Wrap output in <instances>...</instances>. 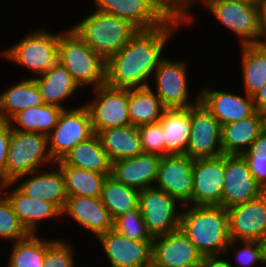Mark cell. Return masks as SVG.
I'll return each instance as SVG.
<instances>
[{
    "instance_id": "obj_7",
    "label": "cell",
    "mask_w": 266,
    "mask_h": 267,
    "mask_svg": "<svg viewBox=\"0 0 266 267\" xmlns=\"http://www.w3.org/2000/svg\"><path fill=\"white\" fill-rule=\"evenodd\" d=\"M56 163L49 152L45 134L13 130L6 161V183Z\"/></svg>"
},
{
    "instance_id": "obj_48",
    "label": "cell",
    "mask_w": 266,
    "mask_h": 267,
    "mask_svg": "<svg viewBox=\"0 0 266 267\" xmlns=\"http://www.w3.org/2000/svg\"><path fill=\"white\" fill-rule=\"evenodd\" d=\"M256 3L259 10L260 29L266 39V0H256Z\"/></svg>"
},
{
    "instance_id": "obj_20",
    "label": "cell",
    "mask_w": 266,
    "mask_h": 267,
    "mask_svg": "<svg viewBox=\"0 0 266 267\" xmlns=\"http://www.w3.org/2000/svg\"><path fill=\"white\" fill-rule=\"evenodd\" d=\"M63 218L76 222V226L90 233L95 239L113 229V220L101 198L68 196L62 210Z\"/></svg>"
},
{
    "instance_id": "obj_19",
    "label": "cell",
    "mask_w": 266,
    "mask_h": 267,
    "mask_svg": "<svg viewBox=\"0 0 266 267\" xmlns=\"http://www.w3.org/2000/svg\"><path fill=\"white\" fill-rule=\"evenodd\" d=\"M230 240L258 241L266 230V192L227 209Z\"/></svg>"
},
{
    "instance_id": "obj_34",
    "label": "cell",
    "mask_w": 266,
    "mask_h": 267,
    "mask_svg": "<svg viewBox=\"0 0 266 267\" xmlns=\"http://www.w3.org/2000/svg\"><path fill=\"white\" fill-rule=\"evenodd\" d=\"M139 193L138 189L124 185L110 175L103 183L101 201L114 220L127 211L140 209Z\"/></svg>"
},
{
    "instance_id": "obj_6",
    "label": "cell",
    "mask_w": 266,
    "mask_h": 267,
    "mask_svg": "<svg viewBox=\"0 0 266 267\" xmlns=\"http://www.w3.org/2000/svg\"><path fill=\"white\" fill-rule=\"evenodd\" d=\"M194 6H202L229 29L241 45L266 42L259 23V10L253 0H194Z\"/></svg>"
},
{
    "instance_id": "obj_22",
    "label": "cell",
    "mask_w": 266,
    "mask_h": 267,
    "mask_svg": "<svg viewBox=\"0 0 266 267\" xmlns=\"http://www.w3.org/2000/svg\"><path fill=\"white\" fill-rule=\"evenodd\" d=\"M94 9L129 21L138 30H151L168 19L150 0H93Z\"/></svg>"
},
{
    "instance_id": "obj_44",
    "label": "cell",
    "mask_w": 266,
    "mask_h": 267,
    "mask_svg": "<svg viewBox=\"0 0 266 267\" xmlns=\"http://www.w3.org/2000/svg\"><path fill=\"white\" fill-rule=\"evenodd\" d=\"M257 184L266 192V158H244Z\"/></svg>"
},
{
    "instance_id": "obj_14",
    "label": "cell",
    "mask_w": 266,
    "mask_h": 267,
    "mask_svg": "<svg viewBox=\"0 0 266 267\" xmlns=\"http://www.w3.org/2000/svg\"><path fill=\"white\" fill-rule=\"evenodd\" d=\"M193 159L186 154L161 156L154 187L164 190L183 206L191 205Z\"/></svg>"
},
{
    "instance_id": "obj_50",
    "label": "cell",
    "mask_w": 266,
    "mask_h": 267,
    "mask_svg": "<svg viewBox=\"0 0 266 267\" xmlns=\"http://www.w3.org/2000/svg\"><path fill=\"white\" fill-rule=\"evenodd\" d=\"M3 181L0 179V194L2 193Z\"/></svg>"
},
{
    "instance_id": "obj_42",
    "label": "cell",
    "mask_w": 266,
    "mask_h": 267,
    "mask_svg": "<svg viewBox=\"0 0 266 267\" xmlns=\"http://www.w3.org/2000/svg\"><path fill=\"white\" fill-rule=\"evenodd\" d=\"M144 153L164 156L163 129L160 122L138 127Z\"/></svg>"
},
{
    "instance_id": "obj_32",
    "label": "cell",
    "mask_w": 266,
    "mask_h": 267,
    "mask_svg": "<svg viewBox=\"0 0 266 267\" xmlns=\"http://www.w3.org/2000/svg\"><path fill=\"white\" fill-rule=\"evenodd\" d=\"M152 87L129 89L128 115L136 127L159 122L166 109Z\"/></svg>"
},
{
    "instance_id": "obj_38",
    "label": "cell",
    "mask_w": 266,
    "mask_h": 267,
    "mask_svg": "<svg viewBox=\"0 0 266 267\" xmlns=\"http://www.w3.org/2000/svg\"><path fill=\"white\" fill-rule=\"evenodd\" d=\"M113 229L125 238L137 241H153L140 209L127 211L113 220Z\"/></svg>"
},
{
    "instance_id": "obj_49",
    "label": "cell",
    "mask_w": 266,
    "mask_h": 267,
    "mask_svg": "<svg viewBox=\"0 0 266 267\" xmlns=\"http://www.w3.org/2000/svg\"><path fill=\"white\" fill-rule=\"evenodd\" d=\"M258 243H259L260 250H261V257H262L263 264L264 266H266V230L262 234V236L258 239Z\"/></svg>"
},
{
    "instance_id": "obj_21",
    "label": "cell",
    "mask_w": 266,
    "mask_h": 267,
    "mask_svg": "<svg viewBox=\"0 0 266 267\" xmlns=\"http://www.w3.org/2000/svg\"><path fill=\"white\" fill-rule=\"evenodd\" d=\"M199 90L200 101L213 114L221 126L230 122L240 121L251 116L256 111L253 98L246 93H243L245 95L242 96L229 90L211 89V86H204Z\"/></svg>"
},
{
    "instance_id": "obj_47",
    "label": "cell",
    "mask_w": 266,
    "mask_h": 267,
    "mask_svg": "<svg viewBox=\"0 0 266 267\" xmlns=\"http://www.w3.org/2000/svg\"><path fill=\"white\" fill-rule=\"evenodd\" d=\"M252 98L255 110L266 113V85L256 92Z\"/></svg>"
},
{
    "instance_id": "obj_17",
    "label": "cell",
    "mask_w": 266,
    "mask_h": 267,
    "mask_svg": "<svg viewBox=\"0 0 266 267\" xmlns=\"http://www.w3.org/2000/svg\"><path fill=\"white\" fill-rule=\"evenodd\" d=\"M45 169L20 176L11 183L25 196L53 203L62 212L68 197L63 173L56 163Z\"/></svg>"
},
{
    "instance_id": "obj_39",
    "label": "cell",
    "mask_w": 266,
    "mask_h": 267,
    "mask_svg": "<svg viewBox=\"0 0 266 267\" xmlns=\"http://www.w3.org/2000/svg\"><path fill=\"white\" fill-rule=\"evenodd\" d=\"M30 233L18 219L13 208L2 192L0 194V241L12 243L25 239Z\"/></svg>"
},
{
    "instance_id": "obj_28",
    "label": "cell",
    "mask_w": 266,
    "mask_h": 267,
    "mask_svg": "<svg viewBox=\"0 0 266 267\" xmlns=\"http://www.w3.org/2000/svg\"><path fill=\"white\" fill-rule=\"evenodd\" d=\"M43 104L34 78H22L0 92V119L10 121L20 111Z\"/></svg>"
},
{
    "instance_id": "obj_35",
    "label": "cell",
    "mask_w": 266,
    "mask_h": 267,
    "mask_svg": "<svg viewBox=\"0 0 266 267\" xmlns=\"http://www.w3.org/2000/svg\"><path fill=\"white\" fill-rule=\"evenodd\" d=\"M65 182L67 196L101 198L102 187L107 176L69 165H58Z\"/></svg>"
},
{
    "instance_id": "obj_8",
    "label": "cell",
    "mask_w": 266,
    "mask_h": 267,
    "mask_svg": "<svg viewBox=\"0 0 266 267\" xmlns=\"http://www.w3.org/2000/svg\"><path fill=\"white\" fill-rule=\"evenodd\" d=\"M167 57L168 55L160 62L152 75L150 82V85L154 86L152 89L166 109L189 108L195 105L200 101V92H196V96L191 101L187 66L189 62L183 59H176V61Z\"/></svg>"
},
{
    "instance_id": "obj_9",
    "label": "cell",
    "mask_w": 266,
    "mask_h": 267,
    "mask_svg": "<svg viewBox=\"0 0 266 267\" xmlns=\"http://www.w3.org/2000/svg\"><path fill=\"white\" fill-rule=\"evenodd\" d=\"M78 105L63 109L56 126L47 135L49 152L55 162L94 134L88 108L84 103Z\"/></svg>"
},
{
    "instance_id": "obj_12",
    "label": "cell",
    "mask_w": 266,
    "mask_h": 267,
    "mask_svg": "<svg viewBox=\"0 0 266 267\" xmlns=\"http://www.w3.org/2000/svg\"><path fill=\"white\" fill-rule=\"evenodd\" d=\"M191 131L186 155L191 159L223 155L221 125L201 101L190 107Z\"/></svg>"
},
{
    "instance_id": "obj_37",
    "label": "cell",
    "mask_w": 266,
    "mask_h": 267,
    "mask_svg": "<svg viewBox=\"0 0 266 267\" xmlns=\"http://www.w3.org/2000/svg\"><path fill=\"white\" fill-rule=\"evenodd\" d=\"M224 255H226L228 258H230L231 255L232 259L234 258V261L236 262L235 265L233 263L234 261L232 259L230 261L229 259L232 267L264 266L258 241L230 240L228 246L225 248Z\"/></svg>"
},
{
    "instance_id": "obj_5",
    "label": "cell",
    "mask_w": 266,
    "mask_h": 267,
    "mask_svg": "<svg viewBox=\"0 0 266 267\" xmlns=\"http://www.w3.org/2000/svg\"><path fill=\"white\" fill-rule=\"evenodd\" d=\"M23 36L14 45L1 49L0 56L27 71L29 69L32 74L29 78H35L58 62L59 31L52 33L41 26Z\"/></svg>"
},
{
    "instance_id": "obj_43",
    "label": "cell",
    "mask_w": 266,
    "mask_h": 267,
    "mask_svg": "<svg viewBox=\"0 0 266 267\" xmlns=\"http://www.w3.org/2000/svg\"><path fill=\"white\" fill-rule=\"evenodd\" d=\"M11 138V124L0 119V179L6 183V161Z\"/></svg>"
},
{
    "instance_id": "obj_23",
    "label": "cell",
    "mask_w": 266,
    "mask_h": 267,
    "mask_svg": "<svg viewBox=\"0 0 266 267\" xmlns=\"http://www.w3.org/2000/svg\"><path fill=\"white\" fill-rule=\"evenodd\" d=\"M2 192L9 200L18 219L30 234H37L40 230L39 225L43 221H57L62 218V212L53 203L25 196L12 183H4Z\"/></svg>"
},
{
    "instance_id": "obj_1",
    "label": "cell",
    "mask_w": 266,
    "mask_h": 267,
    "mask_svg": "<svg viewBox=\"0 0 266 267\" xmlns=\"http://www.w3.org/2000/svg\"><path fill=\"white\" fill-rule=\"evenodd\" d=\"M182 26L185 27L168 20L158 28L138 30L120 51L106 60L105 84L128 89L150 86L155 69L167 55L164 51L168 40Z\"/></svg>"
},
{
    "instance_id": "obj_27",
    "label": "cell",
    "mask_w": 266,
    "mask_h": 267,
    "mask_svg": "<svg viewBox=\"0 0 266 267\" xmlns=\"http://www.w3.org/2000/svg\"><path fill=\"white\" fill-rule=\"evenodd\" d=\"M56 164L69 165L101 174H112V162L102 147L97 133L78 143Z\"/></svg>"
},
{
    "instance_id": "obj_33",
    "label": "cell",
    "mask_w": 266,
    "mask_h": 267,
    "mask_svg": "<svg viewBox=\"0 0 266 267\" xmlns=\"http://www.w3.org/2000/svg\"><path fill=\"white\" fill-rule=\"evenodd\" d=\"M62 110L56 105L43 104L20 111L9 122L13 130L48 135L56 126Z\"/></svg>"
},
{
    "instance_id": "obj_26",
    "label": "cell",
    "mask_w": 266,
    "mask_h": 267,
    "mask_svg": "<svg viewBox=\"0 0 266 267\" xmlns=\"http://www.w3.org/2000/svg\"><path fill=\"white\" fill-rule=\"evenodd\" d=\"M34 80L40 90L43 102L59 106L62 109L71 108V105L66 106L65 103L68 105L69 99L73 100L81 89L70 72L59 62H56L44 74L35 77Z\"/></svg>"
},
{
    "instance_id": "obj_16",
    "label": "cell",
    "mask_w": 266,
    "mask_h": 267,
    "mask_svg": "<svg viewBox=\"0 0 266 267\" xmlns=\"http://www.w3.org/2000/svg\"><path fill=\"white\" fill-rule=\"evenodd\" d=\"M225 155L193 159L191 205L221 206Z\"/></svg>"
},
{
    "instance_id": "obj_36",
    "label": "cell",
    "mask_w": 266,
    "mask_h": 267,
    "mask_svg": "<svg viewBox=\"0 0 266 267\" xmlns=\"http://www.w3.org/2000/svg\"><path fill=\"white\" fill-rule=\"evenodd\" d=\"M10 256L5 267H43L46 252V238L30 234L22 240L11 243Z\"/></svg>"
},
{
    "instance_id": "obj_10",
    "label": "cell",
    "mask_w": 266,
    "mask_h": 267,
    "mask_svg": "<svg viewBox=\"0 0 266 267\" xmlns=\"http://www.w3.org/2000/svg\"><path fill=\"white\" fill-rule=\"evenodd\" d=\"M92 93L91 100L89 98L84 104L89 110L94 133L130 124L128 88H114L104 84L92 89Z\"/></svg>"
},
{
    "instance_id": "obj_40",
    "label": "cell",
    "mask_w": 266,
    "mask_h": 267,
    "mask_svg": "<svg viewBox=\"0 0 266 267\" xmlns=\"http://www.w3.org/2000/svg\"><path fill=\"white\" fill-rule=\"evenodd\" d=\"M56 237L46 239L43 267H76L75 246L65 237L64 239Z\"/></svg>"
},
{
    "instance_id": "obj_13",
    "label": "cell",
    "mask_w": 266,
    "mask_h": 267,
    "mask_svg": "<svg viewBox=\"0 0 266 267\" xmlns=\"http://www.w3.org/2000/svg\"><path fill=\"white\" fill-rule=\"evenodd\" d=\"M96 240L111 267H152L153 241L128 239L114 229Z\"/></svg>"
},
{
    "instance_id": "obj_51",
    "label": "cell",
    "mask_w": 266,
    "mask_h": 267,
    "mask_svg": "<svg viewBox=\"0 0 266 267\" xmlns=\"http://www.w3.org/2000/svg\"><path fill=\"white\" fill-rule=\"evenodd\" d=\"M265 129H266V113H265Z\"/></svg>"
},
{
    "instance_id": "obj_15",
    "label": "cell",
    "mask_w": 266,
    "mask_h": 267,
    "mask_svg": "<svg viewBox=\"0 0 266 267\" xmlns=\"http://www.w3.org/2000/svg\"><path fill=\"white\" fill-rule=\"evenodd\" d=\"M264 190L257 184L242 155H225L221 206L229 209L258 198Z\"/></svg>"
},
{
    "instance_id": "obj_24",
    "label": "cell",
    "mask_w": 266,
    "mask_h": 267,
    "mask_svg": "<svg viewBox=\"0 0 266 267\" xmlns=\"http://www.w3.org/2000/svg\"><path fill=\"white\" fill-rule=\"evenodd\" d=\"M160 161L161 156L142 152L132 158L113 162L111 176L140 191L154 186Z\"/></svg>"
},
{
    "instance_id": "obj_3",
    "label": "cell",
    "mask_w": 266,
    "mask_h": 267,
    "mask_svg": "<svg viewBox=\"0 0 266 267\" xmlns=\"http://www.w3.org/2000/svg\"><path fill=\"white\" fill-rule=\"evenodd\" d=\"M86 16L69 27L105 61L138 31L129 21L116 15L94 9Z\"/></svg>"
},
{
    "instance_id": "obj_11",
    "label": "cell",
    "mask_w": 266,
    "mask_h": 267,
    "mask_svg": "<svg viewBox=\"0 0 266 267\" xmlns=\"http://www.w3.org/2000/svg\"><path fill=\"white\" fill-rule=\"evenodd\" d=\"M183 207L170 194L154 186L140 190L139 208L153 237L179 229Z\"/></svg>"
},
{
    "instance_id": "obj_29",
    "label": "cell",
    "mask_w": 266,
    "mask_h": 267,
    "mask_svg": "<svg viewBox=\"0 0 266 267\" xmlns=\"http://www.w3.org/2000/svg\"><path fill=\"white\" fill-rule=\"evenodd\" d=\"M159 122L163 129L164 156L186 154L191 131L190 107L165 109Z\"/></svg>"
},
{
    "instance_id": "obj_4",
    "label": "cell",
    "mask_w": 266,
    "mask_h": 267,
    "mask_svg": "<svg viewBox=\"0 0 266 267\" xmlns=\"http://www.w3.org/2000/svg\"><path fill=\"white\" fill-rule=\"evenodd\" d=\"M58 62L70 72L81 89L86 86L95 89L105 84L106 61L70 27L59 32Z\"/></svg>"
},
{
    "instance_id": "obj_46",
    "label": "cell",
    "mask_w": 266,
    "mask_h": 267,
    "mask_svg": "<svg viewBox=\"0 0 266 267\" xmlns=\"http://www.w3.org/2000/svg\"><path fill=\"white\" fill-rule=\"evenodd\" d=\"M199 267H232V265L226 255L220 254L203 256Z\"/></svg>"
},
{
    "instance_id": "obj_25",
    "label": "cell",
    "mask_w": 266,
    "mask_h": 267,
    "mask_svg": "<svg viewBox=\"0 0 266 267\" xmlns=\"http://www.w3.org/2000/svg\"><path fill=\"white\" fill-rule=\"evenodd\" d=\"M265 129V113L255 111L240 121L221 126V144L224 155H242Z\"/></svg>"
},
{
    "instance_id": "obj_31",
    "label": "cell",
    "mask_w": 266,
    "mask_h": 267,
    "mask_svg": "<svg viewBox=\"0 0 266 267\" xmlns=\"http://www.w3.org/2000/svg\"><path fill=\"white\" fill-rule=\"evenodd\" d=\"M244 93L253 96L266 85V42L240 45Z\"/></svg>"
},
{
    "instance_id": "obj_18",
    "label": "cell",
    "mask_w": 266,
    "mask_h": 267,
    "mask_svg": "<svg viewBox=\"0 0 266 267\" xmlns=\"http://www.w3.org/2000/svg\"><path fill=\"white\" fill-rule=\"evenodd\" d=\"M202 257L180 228L154 237L152 267H199Z\"/></svg>"
},
{
    "instance_id": "obj_30",
    "label": "cell",
    "mask_w": 266,
    "mask_h": 267,
    "mask_svg": "<svg viewBox=\"0 0 266 267\" xmlns=\"http://www.w3.org/2000/svg\"><path fill=\"white\" fill-rule=\"evenodd\" d=\"M97 134L112 163L143 152L138 127L132 124L108 128Z\"/></svg>"
},
{
    "instance_id": "obj_41",
    "label": "cell",
    "mask_w": 266,
    "mask_h": 267,
    "mask_svg": "<svg viewBox=\"0 0 266 267\" xmlns=\"http://www.w3.org/2000/svg\"><path fill=\"white\" fill-rule=\"evenodd\" d=\"M154 6L168 19L184 24L193 25L195 15L189 11L194 7V0H150ZM194 21V22H193Z\"/></svg>"
},
{
    "instance_id": "obj_2",
    "label": "cell",
    "mask_w": 266,
    "mask_h": 267,
    "mask_svg": "<svg viewBox=\"0 0 266 267\" xmlns=\"http://www.w3.org/2000/svg\"><path fill=\"white\" fill-rule=\"evenodd\" d=\"M179 228L202 256L224 254L230 242L227 209L222 206L185 205Z\"/></svg>"
},
{
    "instance_id": "obj_45",
    "label": "cell",
    "mask_w": 266,
    "mask_h": 267,
    "mask_svg": "<svg viewBox=\"0 0 266 267\" xmlns=\"http://www.w3.org/2000/svg\"><path fill=\"white\" fill-rule=\"evenodd\" d=\"M242 156L244 158H266V129L260 133Z\"/></svg>"
}]
</instances>
